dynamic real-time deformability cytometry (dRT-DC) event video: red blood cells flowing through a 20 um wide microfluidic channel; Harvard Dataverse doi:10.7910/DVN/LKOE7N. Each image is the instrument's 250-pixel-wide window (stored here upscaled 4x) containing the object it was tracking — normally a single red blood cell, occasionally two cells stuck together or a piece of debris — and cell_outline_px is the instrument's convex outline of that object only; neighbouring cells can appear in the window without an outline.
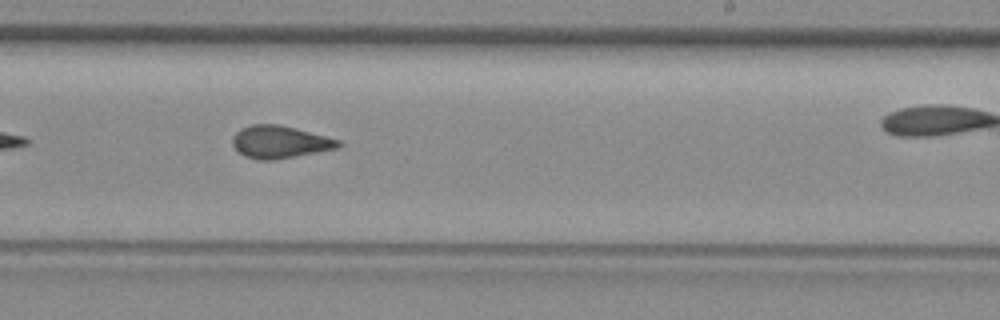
{"species": "common noctule bat (a hibernating species)", "species_latin": "Nyctalus noctula", "temperature_condition": "room temperature", "stored_images_in_passage": 23, "camera_frame_rate_fps": 3000, "um_per_image_px": 0.085, "animal": {"sex": "female", "body_mass_g": 29.2, "forearm_length_mm": 56.3}, "frame": {"image": 1, "passage_image": 14, "time_ms": 4.333, "image_size_px": [1000, 320], "cell_outline_px": [[340, 144], [336, 148], [272, 160], [256, 160], [244, 156], [232, 144], [232, 136], [240, 128], [252, 124], [276, 124], [296, 128], [340, 140]], "centroid_in_image_um": [23.72, 12.06], "position_along_channel_um": 265.3, "area_um2": 19.77}}